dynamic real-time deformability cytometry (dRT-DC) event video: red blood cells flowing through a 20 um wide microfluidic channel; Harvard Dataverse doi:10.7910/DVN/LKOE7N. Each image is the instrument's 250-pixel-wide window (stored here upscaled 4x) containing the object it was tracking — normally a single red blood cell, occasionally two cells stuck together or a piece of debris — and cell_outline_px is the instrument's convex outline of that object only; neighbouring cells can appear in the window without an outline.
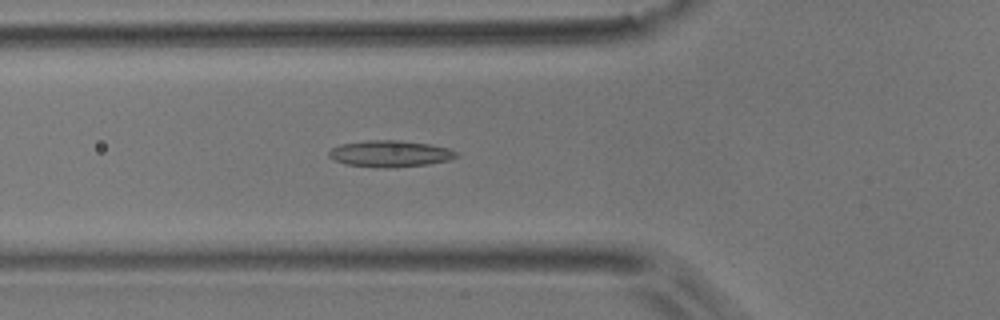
{"species": "common noctule bat (a hibernating species)", "species_latin": "Nyctalus noctula", "temperature_condition": "room temperature", "stored_images_in_passage": 43, "camera_frame_rate_fps": 3000, "um_per_image_px": 0.085, "animal": {"sex": "male", "body_mass_g": 17.9}, "frame": {"image": 1, "passage_image": 8, "time_ms": 2.333, "image_size_px": [1000, 320], "cell_outline_px": [[460, 156], [448, 160], [428, 164], [396, 168], [376, 168], [344, 164], [332, 160], [328, 156], [328, 152], [332, 148], [340, 144], [368, 140], [400, 140], [432, 144], [448, 148], [460, 152]], "centroid_in_image_um": [33.17, 13.07], "position_along_channel_um": 92.6, "area_um2": 20.17}}
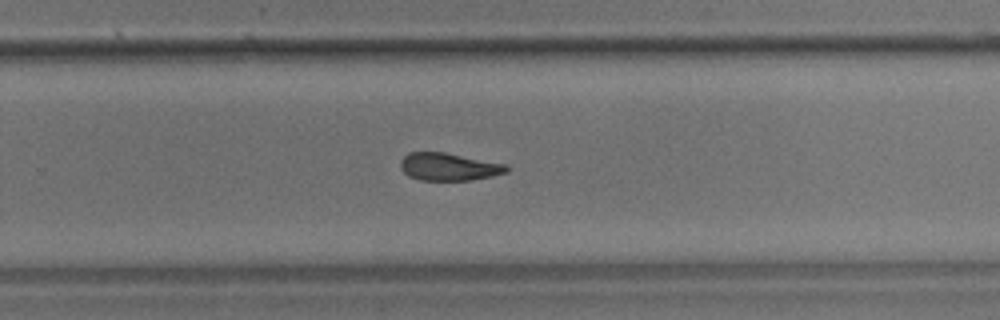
{"frame": {"image": 2, "passage_image": 24, "time_ms": 7.667, "image_size_px": [1000, 320], "cell_outline_px": [[508, 172], [492, 176], [472, 180], [420, 180], [408, 176], [400, 168], [400, 160], [408, 152], [444, 152], [508, 164]], "centroid_in_image_um": [38.15, 14.17], "position_along_channel_um": 291.7, "area_um2": 17.22}}
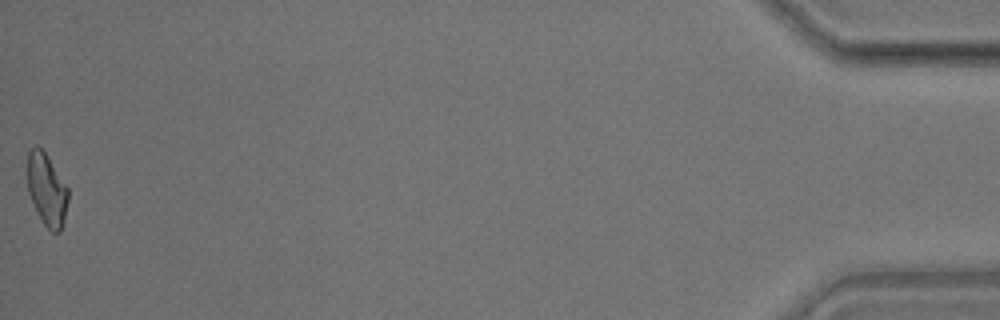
{"frame": {"image": 3, "passage_image": 43, "time_ms": 14.0, "image_size_px": [1000, 320], "cell_outline_px": [[68, 200], [64, 224], [60, 232], [52, 232], [44, 224], [28, 192], [28, 152], [32, 148], [40, 148], [44, 152], [68, 188]], "centroid_in_image_um": [4.0, 16.17], "position_along_channel_um": 431.2, "area_um2": 16.65}, "authors_computed_cell_mechanics": {"area_um2": 17.918, "velocity_mm_per_s": 3.7248, "shape_relaxation_time_tau1_ms": null, "shape_relaxation_time_tau2_ms": 2.9938, "deformation_change_tau1": null, "deformation_change_tau2": 0.1023}}